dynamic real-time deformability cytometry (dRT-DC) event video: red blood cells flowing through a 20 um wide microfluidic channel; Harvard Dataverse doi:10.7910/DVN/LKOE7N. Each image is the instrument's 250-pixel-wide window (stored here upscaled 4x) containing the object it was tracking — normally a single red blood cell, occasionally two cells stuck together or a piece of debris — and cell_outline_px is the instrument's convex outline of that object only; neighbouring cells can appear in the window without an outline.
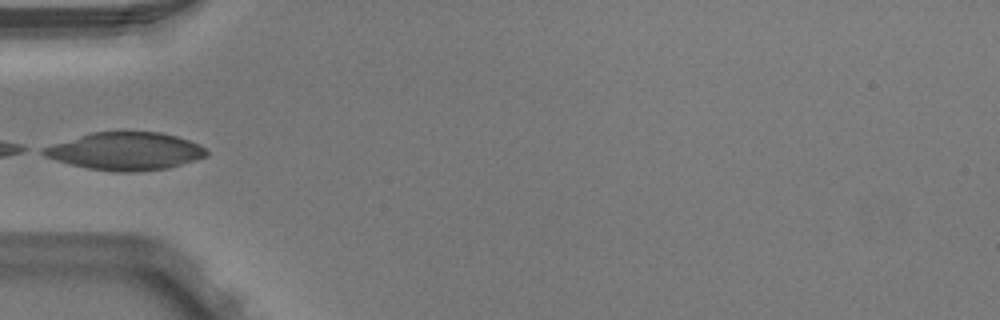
{"species": "Egyptian fruit bat (a non-hibernating species)", "species_latin": "Rousettus aegyptiacus", "temperature_condition": "warm", "stored_images_in_passage": 5, "camera_frame_rate_fps": 3000, "um_per_image_px": 0.085, "animal": {"sex": "male"}, "frame": {"image": 1, "passage_image": 4, "time_ms": 1.0, "image_size_px": [1000, 320], "cell_outline_px": [[208, 156], [168, 168], [136, 172], [116, 172], [88, 168], [56, 160], [44, 156], [36, 152], [40, 148], [52, 144], [92, 132], [160, 132], [176, 136], [200, 144], [208, 152]], "centroid_in_image_um": [10.64, 12.85], "position_along_channel_um": 74.4, "area_um2": 35.84}}
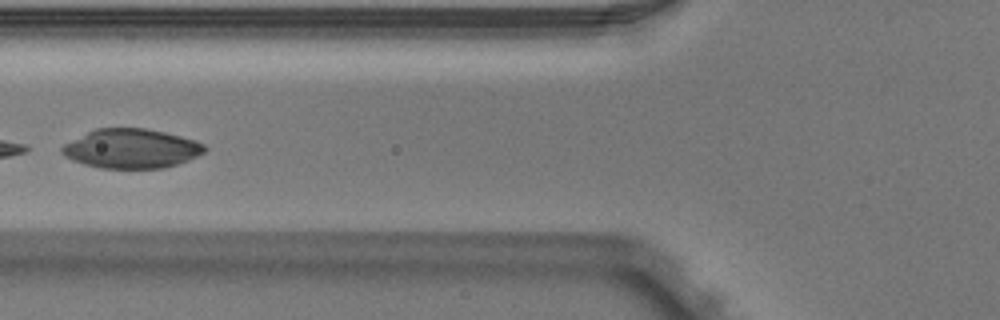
{"frame": {"image": 2, "passage_image": 5, "time_ms": 1.333, "image_size_px": [1000, 320], "cell_outline_px": [[208, 148], [204, 152], [188, 160], [164, 168], [100, 168], [84, 164], [72, 160], [64, 156], [60, 152], [60, 148], [64, 144], [96, 128], [148, 128], [196, 140], [204, 144]], "centroid_in_image_um": [11.16, 12.63], "position_along_channel_um": 114.6, "area_um2": 32.66}}